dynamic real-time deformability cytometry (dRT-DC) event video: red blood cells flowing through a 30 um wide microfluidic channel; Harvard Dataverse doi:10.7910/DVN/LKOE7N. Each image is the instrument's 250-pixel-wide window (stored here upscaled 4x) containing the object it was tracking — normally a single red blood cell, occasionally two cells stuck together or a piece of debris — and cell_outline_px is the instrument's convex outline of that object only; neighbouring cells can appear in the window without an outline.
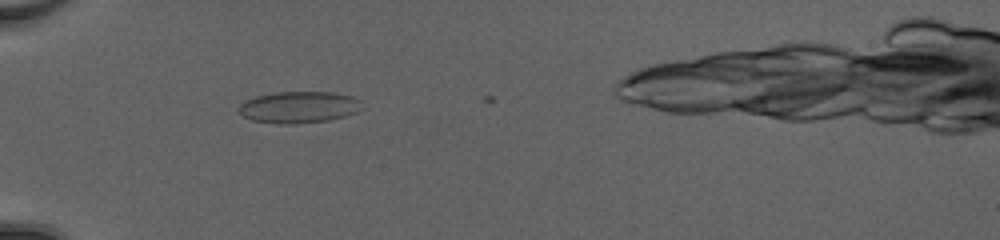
{"species": "common noctule bat (a hibernating species)", "species_latin": "Nyctalus noctula", "temperature_condition": "cold", "stored_images_in_passage": 2, "camera_frame_rate_fps": 3000, "um_per_image_px": 0.085, "animal": {"sex": "female", "body_mass_g": 20.0, "forearm_length_mm": 54.0}, "frame": {"image": 1, "passage_image": 1, "time_ms": 0.0, "image_size_px": [1000, 240], "cell_outline_px": [[364, 108], [356, 112], [344, 116], [328, 120], [296, 124], [276, 124], [252, 120], [244, 116], [240, 112], [240, 104], [256, 96], [276, 92], [332, 92], [352, 96], [360, 100]], "centroid_in_image_um": [25.45, 9.11], "position_along_channel_um": 59.6, "area_um2": 22.66}}